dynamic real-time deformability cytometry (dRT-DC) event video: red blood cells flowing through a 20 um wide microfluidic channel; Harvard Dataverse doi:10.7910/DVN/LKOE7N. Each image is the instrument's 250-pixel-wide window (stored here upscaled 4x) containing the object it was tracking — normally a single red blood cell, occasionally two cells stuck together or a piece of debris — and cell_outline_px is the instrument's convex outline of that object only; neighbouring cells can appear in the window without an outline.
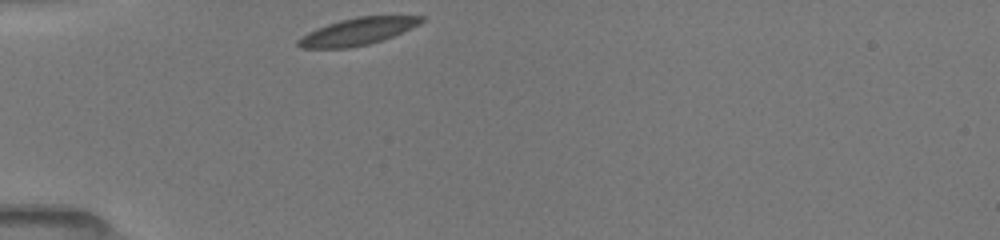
{"species": "common noctule bat (a hibernating species)", "species_latin": "Nyctalus noctula", "temperature_condition": "room temperature", "stored_images_in_passage": 42, "camera_frame_rate_fps": 3000, "um_per_image_px": 0.085, "animal": {"sex": "female", "body_mass_g": 19.5, "forearm_length_mm": 54.1}, "frame": {"image": 1, "passage_image": 1, "time_ms": 0.0, "image_size_px": [1000, 240], "cell_outline_px": [[424, 20], [420, 24], [412, 28], [384, 40], [368, 44], [348, 48], [300, 48], [296, 44], [296, 40], [308, 32], [316, 28], [340, 20], [356, 16], [424, 16]], "centroid_in_image_um": [30.39, 2.68], "position_along_channel_um": 54.6, "area_um2": 19.54}}
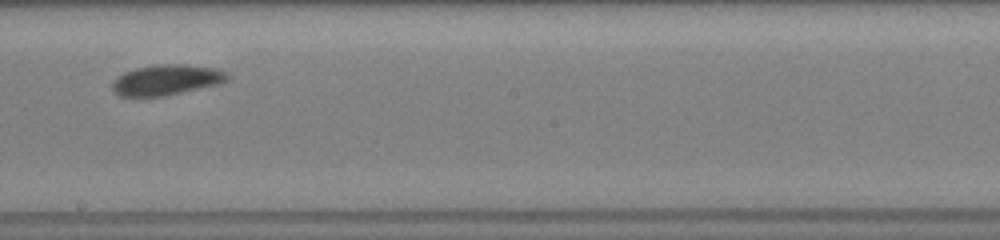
{"frame": {"image": 2, "passage_image": 23, "time_ms": 5.0, "image_size_px": [1000, 240], "cell_outline_px": [[228, 80], [216, 84], [164, 96], [120, 96], [112, 88], [112, 84], [124, 72], [136, 68], [156, 64], [188, 64], [212, 68], [224, 72], [228, 76]], "centroid_in_image_um": [14.13, 6.78], "position_along_channel_um": 234.1, "area_um2": 19.94}}
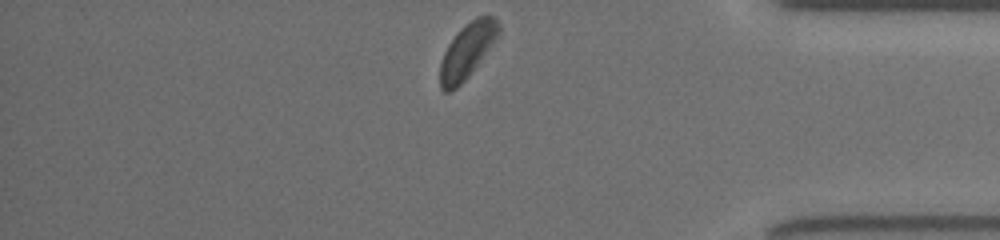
{"frame": {"image": 3, "passage_image": 42, "time_ms": 9.667, "image_size_px": [1000, 240], "cell_outline_px": [[500, 32], [468, 76], [456, 88], [448, 92], [444, 92], [440, 88], [440, 64], [444, 52], [448, 44], [460, 28], [476, 16], [492, 16], [500, 24]], "centroid_in_image_um": [39.68, 4.3], "position_along_channel_um": 395.5, "area_um2": 18.32}, "authors_computed_cell_mechanics": {"area_um2": 19.7098, "velocity_mm_per_s": 3.8902, "shape_relaxation_time_tau1_ms": 1.7266, "shape_relaxation_time_tau2_ms": null, "deformation_change_tau1": 0.0899, "deformation_change_tau2": null}}